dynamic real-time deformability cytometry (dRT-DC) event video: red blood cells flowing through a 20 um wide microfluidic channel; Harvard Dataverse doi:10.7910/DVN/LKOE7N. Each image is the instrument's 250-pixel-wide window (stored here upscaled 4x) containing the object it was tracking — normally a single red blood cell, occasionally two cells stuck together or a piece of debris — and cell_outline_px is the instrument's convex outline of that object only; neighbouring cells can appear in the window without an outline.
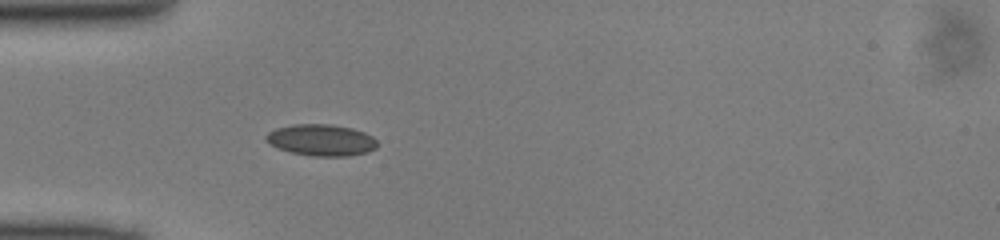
{"species": "common noctule bat (a hibernating species)", "species_latin": "Nyctalus noctula", "temperature_condition": "cold", "stored_images_in_passage": 35, "camera_frame_rate_fps": 3000, "um_per_image_px": 0.085, "animal": {"sex": "male", "body_mass_g": 13.0, "forearm_length_mm": 53.1}, "frame": {"image": 1, "passage_image": 3, "time_ms": 0.667, "image_size_px": [1000, 240], "cell_outline_px": [[376, 148], [368, 152], [348, 156], [308, 156], [292, 152], [280, 148], [264, 140], [264, 136], [268, 132], [276, 128], [292, 124], [332, 124], [352, 128], [364, 132], [372, 136], [376, 140]], "centroid_in_image_um": [27.3, 11.9], "position_along_channel_um": 57.7, "area_um2": 20.46}}
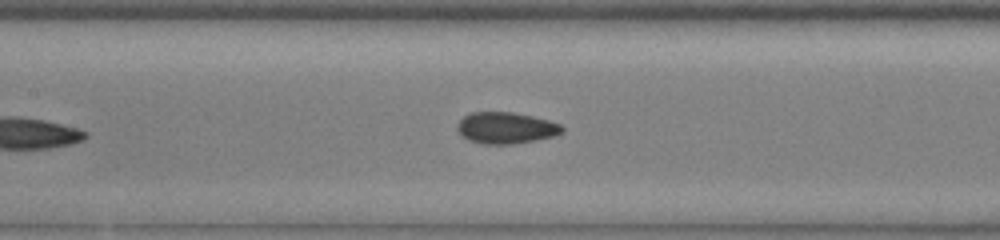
{"frame": {"image": 2, "passage_image": 11, "time_ms": 3.333, "image_size_px": [1000, 240], "cell_outline_px": [[564, 132], [552, 136], [536, 140], [512, 144], [484, 144], [468, 140], [460, 136], [456, 128], [456, 124], [464, 116], [472, 112], [512, 112], [532, 116], [548, 120], [560, 124], [564, 128]], "centroid_in_image_um": [42.97, 10.87], "position_along_channel_um": 164.4, "area_um2": 19.31}}
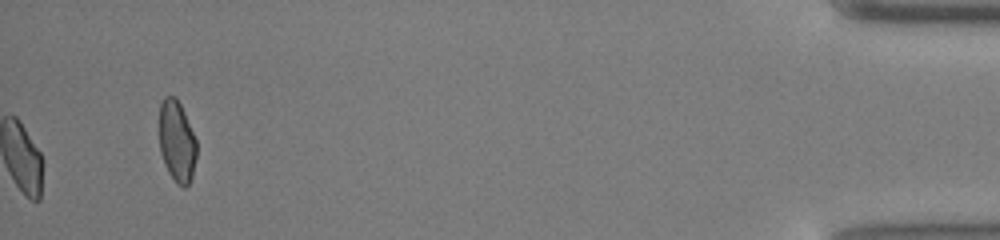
{"frame": {"image": 3, "passage_image": 35, "time_ms": 11.333, "image_size_px": [1000, 240], "cell_outline_px": [[196, 156], [192, 176], [188, 184], [184, 188], [176, 184], [168, 172], [164, 164], [160, 152], [160, 104], [164, 96], [176, 96], [184, 112], [196, 140]], "centroid_in_image_um": [15.02, 12.03], "position_along_channel_um": 420.2, "area_um2": 17.69}}